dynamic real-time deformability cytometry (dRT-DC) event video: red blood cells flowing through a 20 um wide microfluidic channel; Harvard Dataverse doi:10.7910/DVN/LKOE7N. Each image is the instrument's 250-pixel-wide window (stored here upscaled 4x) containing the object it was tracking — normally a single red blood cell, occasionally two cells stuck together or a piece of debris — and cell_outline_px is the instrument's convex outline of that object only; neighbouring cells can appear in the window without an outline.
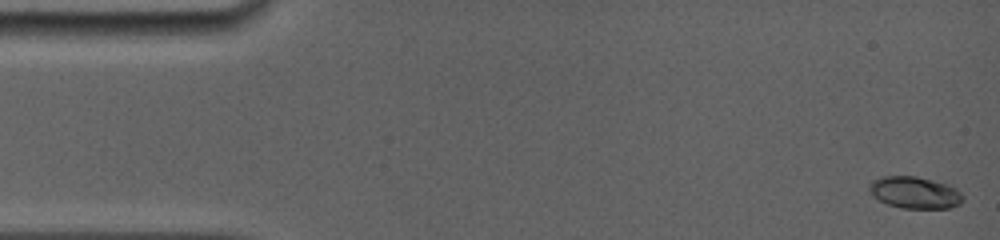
{"species": "common noctule bat (a hibernating species)", "species_latin": "Nyctalus noctula", "temperature_condition": "room temperature", "stored_images_in_passage": 39, "camera_frame_rate_fps": 5000, "um_per_image_px": 0.085, "animal": {"sex": "female", "body_mass_g": 19.0, "forearm_length_mm": 56.7}, "frame": {"image": 1, "passage_image": 1, "time_ms": 0.0, "image_size_px": [1000, 240], "cell_outline_px": [[964, 200], [960, 204], [948, 208], [900, 208], [888, 204], [872, 196], [868, 188], [868, 184], [872, 180], [884, 176], [916, 176], [948, 184], [956, 188], [964, 196]], "centroid_in_image_um": [77.75, 16.36], "position_along_channel_um": 7.2, "area_um2": 17.51}}
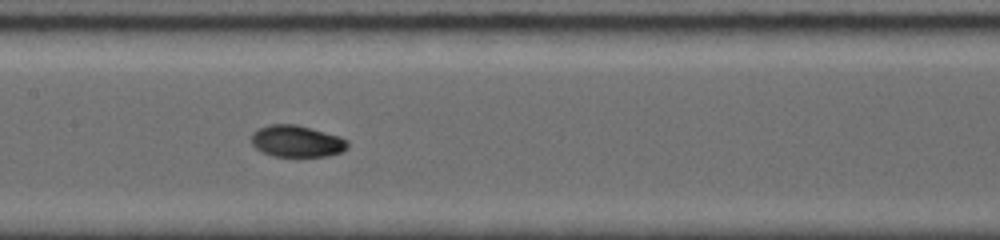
{"frame": {"image": 2, "passage_image": 21, "time_ms": 7.6, "image_size_px": [1000, 240], "cell_outline_px": [[348, 148], [340, 152], [328, 156], [272, 156], [256, 148], [252, 144], [252, 132], [260, 128], [272, 124], [296, 124], [340, 136], [348, 140]], "centroid_in_image_um": [25.25, 12.0], "position_along_channel_um": 182.2, "area_um2": 17.69}}
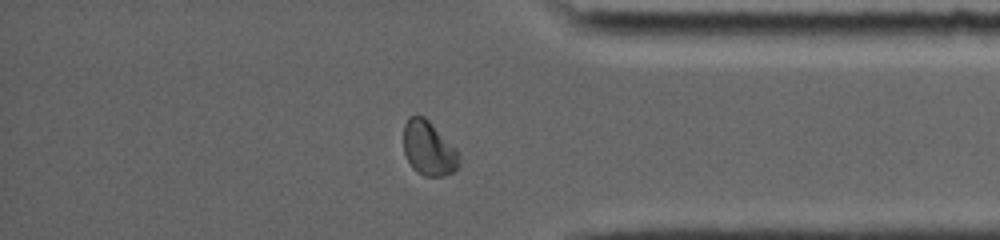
{"frame": {"image": 3, "passage_image": 36, "time_ms": 13.2, "image_size_px": [1000, 240], "cell_outline_px": [[460, 164], [452, 172], [444, 176], [424, 176], [416, 172], [412, 168], [404, 152], [404, 124], [408, 116], [424, 116], [460, 152]], "centroid_in_image_um": [36.44, 12.62], "position_along_channel_um": 398.8, "area_um2": 17.69}, "authors_computed_cell_mechanics": {"area_um2": 17.5712, "velocity_mm_per_s": 3.9403, "shape_relaxation_time_tau1_ms": 5.744, "shape_relaxation_time_tau2_ms": 2.0054, "deformation_change_tau1": 0.1789, "deformation_change_tau2": 0.0362}}